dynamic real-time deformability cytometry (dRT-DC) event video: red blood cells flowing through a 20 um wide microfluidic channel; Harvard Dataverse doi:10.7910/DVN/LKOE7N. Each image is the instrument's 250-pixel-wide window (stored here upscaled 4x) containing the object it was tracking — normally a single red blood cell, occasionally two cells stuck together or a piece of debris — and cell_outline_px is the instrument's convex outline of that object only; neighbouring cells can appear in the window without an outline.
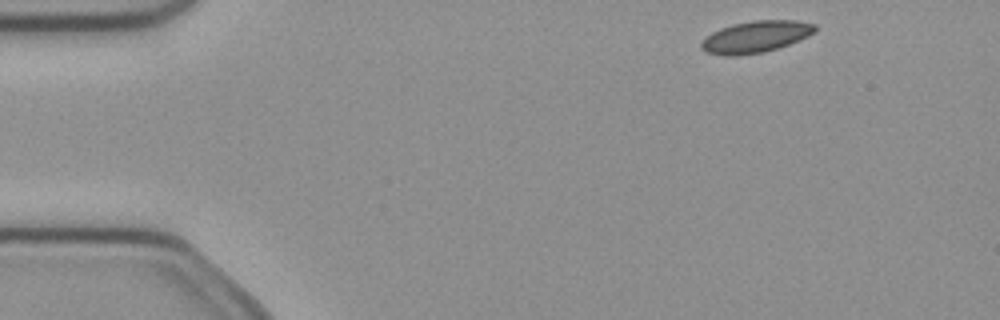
{"species": "common noctule bat (a hibernating species)", "species_latin": "Nyctalus noctula", "temperature_condition": "cold", "stored_images_in_passage": 4, "segment_of_instrument_passage": [1, 2], "camera_frame_rate_fps": 3000, "um_per_image_px": 0.085, "animal": {"sex": "female", "body_mass_g": 21.9}, "frame": {"image": 1, "passage_image": 1, "time_ms": 0.0, "image_size_px": [1000, 320], "cell_outline_px": [[816, 32], [808, 36], [788, 44], [764, 52], [736, 56], [724, 56], [708, 52], [700, 48], [700, 44], [712, 32], [720, 28], [732, 24], [752, 20], [796, 20], [816, 24]], "centroid_in_image_um": [64.24, 3.12], "position_along_channel_um": 20.8, "area_um2": 20.98}}